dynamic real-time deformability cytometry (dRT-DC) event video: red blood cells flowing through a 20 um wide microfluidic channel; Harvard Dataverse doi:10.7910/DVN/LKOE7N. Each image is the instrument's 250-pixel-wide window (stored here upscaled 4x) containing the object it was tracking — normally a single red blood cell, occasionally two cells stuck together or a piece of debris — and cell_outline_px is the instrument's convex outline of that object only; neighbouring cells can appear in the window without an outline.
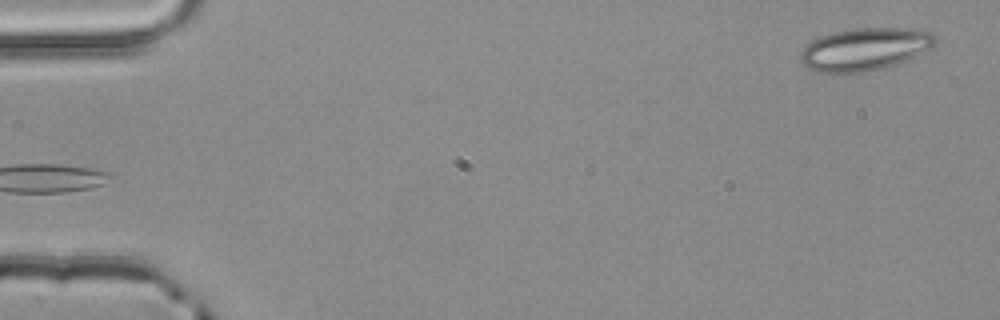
{"species": "common noctule bat (a hibernating species)", "species_latin": "Nyctalus noctula", "temperature_condition": "room temperature", "stored_images_in_passage": 2, "camera_frame_rate_fps": 3000, "um_per_image_px": 0.085, "animal": {"sex": "male", "body_mass_g": 20.4}, "frame": {"image": 1, "passage_image": 2, "time_ms": 0.333, "image_size_px": [1000, 320], "cell_outline_px": [[936, 44], [896, 64], [884, 68], [860, 72], [816, 72], [808, 68], [800, 60], [800, 52], [812, 40], [836, 32], [856, 28], [920, 28], [932, 32], [936, 36]], "centroid_in_image_um": [73.52, 4.16], "position_along_channel_um": 11.5, "area_um2": 33.0}}